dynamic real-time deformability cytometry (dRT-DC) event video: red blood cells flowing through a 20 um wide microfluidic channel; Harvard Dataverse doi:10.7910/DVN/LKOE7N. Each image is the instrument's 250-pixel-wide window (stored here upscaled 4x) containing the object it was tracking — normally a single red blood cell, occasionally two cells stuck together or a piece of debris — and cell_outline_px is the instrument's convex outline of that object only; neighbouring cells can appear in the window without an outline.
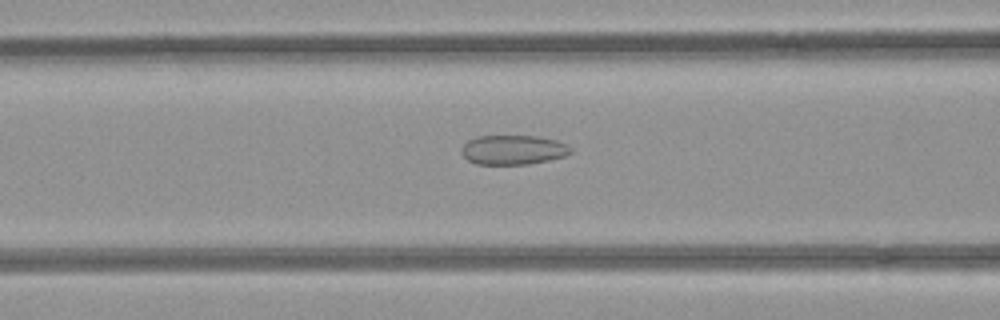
{"species": "common noctule bat (a hibernating species)", "species_latin": "Nyctalus noctula", "temperature_condition": "room temperature", "stored_images_in_passage": 37, "camera_frame_rate_fps": 3000, "um_per_image_px": 0.085, "animal": {"sex": "female", "body_mass_g": 21.9}, "frame": {"image": 1, "passage_image": 15, "time_ms": 4.667, "image_size_px": [1000, 320], "cell_outline_px": [[572, 152], [564, 156], [548, 160], [528, 164], [476, 164], [468, 160], [460, 152], [460, 148], [468, 140], [476, 136], [536, 136], [556, 140], [572, 148]], "centroid_in_image_um": [43.58, 12.73], "position_along_channel_um": 123.0, "area_um2": 18.73}}
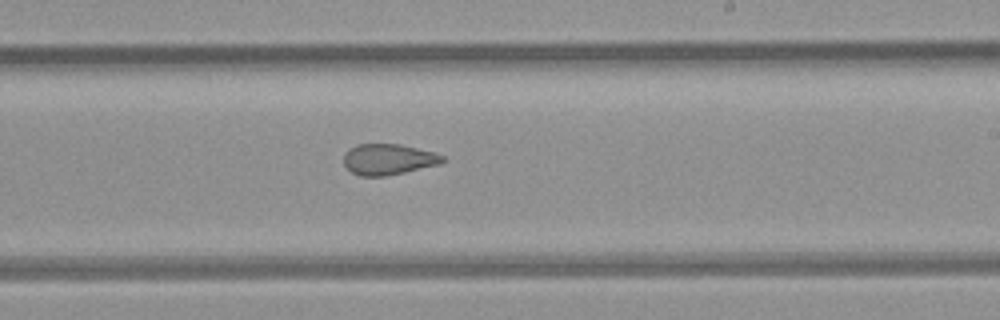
{"frame": {"image": 2, "passage_image": 25, "time_ms": 8.0, "image_size_px": [1000, 320], "cell_outline_px": [[448, 160], [440, 164], [404, 172], [384, 176], [360, 176], [352, 172], [344, 164], [344, 156], [348, 148], [356, 144], [400, 144], [432, 152], [444, 156]], "centroid_in_image_um": [33.01, 13.54], "position_along_channel_um": 256.0, "area_um2": 17.74}}
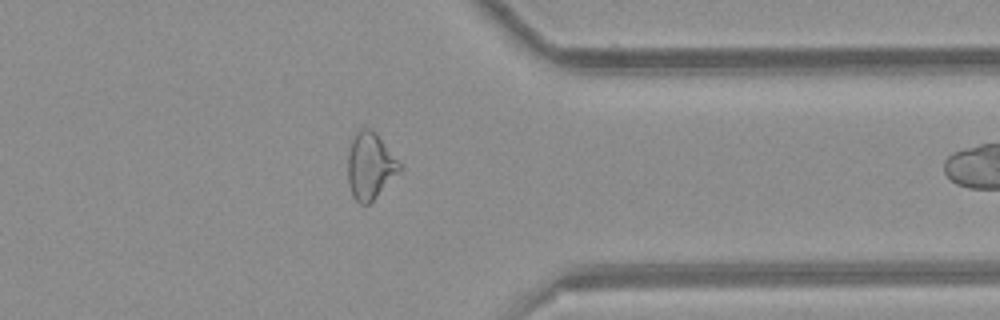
{"frame": {"image": 3, "passage_image": 35, "time_ms": 11.333, "image_size_px": [1000, 320], "cell_outline_px": [[404, 168], [368, 204], [360, 204], [352, 196], [348, 180], [348, 152], [352, 136], [360, 128], [368, 128], [376, 132]], "centroid_in_image_um": [31.45, 14.08], "position_along_channel_um": 379.9, "area_um2": 20.11}}